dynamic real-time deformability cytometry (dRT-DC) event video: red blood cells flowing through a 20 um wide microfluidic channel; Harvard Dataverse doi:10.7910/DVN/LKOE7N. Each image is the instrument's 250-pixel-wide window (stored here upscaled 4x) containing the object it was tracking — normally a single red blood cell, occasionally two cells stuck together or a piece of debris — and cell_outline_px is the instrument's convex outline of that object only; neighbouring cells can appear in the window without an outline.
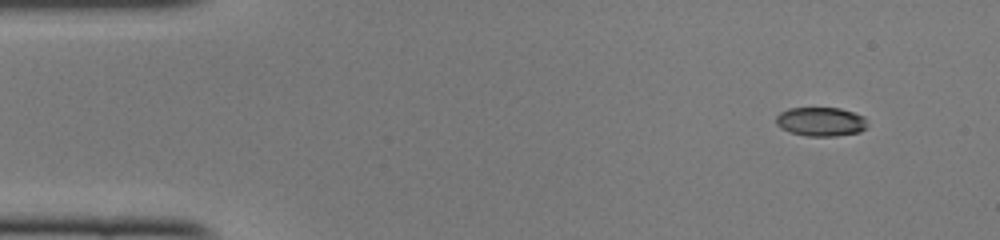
{"species": "common noctule bat (a hibernating species)", "species_latin": "Nyctalus noctula", "temperature_condition": "cold", "stored_images_in_passage": 45, "camera_frame_rate_fps": 3000, "um_per_image_px": 0.085, "animal": {"sex": "female", "body_mass_g": 22.0, "forearm_length_mm": 56.7}, "frame": {"image": 1, "passage_image": 1, "time_ms": 0.0, "image_size_px": [1000, 240], "cell_outline_px": [[868, 124], [860, 132], [836, 136], [808, 136], [788, 132], [780, 128], [776, 124], [776, 116], [780, 112], [788, 108], [840, 108], [864, 116]], "centroid_in_image_um": [69.75, 10.34], "position_along_channel_um": 15.3, "area_um2": 15.55}}
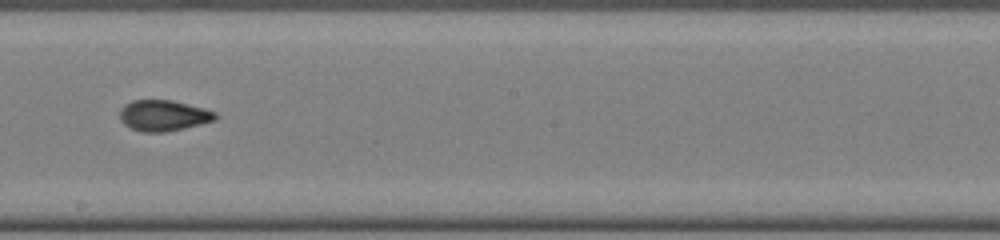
{"frame": {"image": 2, "passage_image": 24, "time_ms": 7.667, "image_size_px": [1000, 240], "cell_outline_px": [[220, 116], [216, 120], [184, 128], [164, 132], [144, 132], [132, 128], [124, 124], [120, 120], [120, 108], [124, 104], [132, 100], [172, 100], [204, 108], [216, 112]], "centroid_in_image_um": [13.91, 9.81], "position_along_channel_um": 234.3, "area_um2": 17.28}}
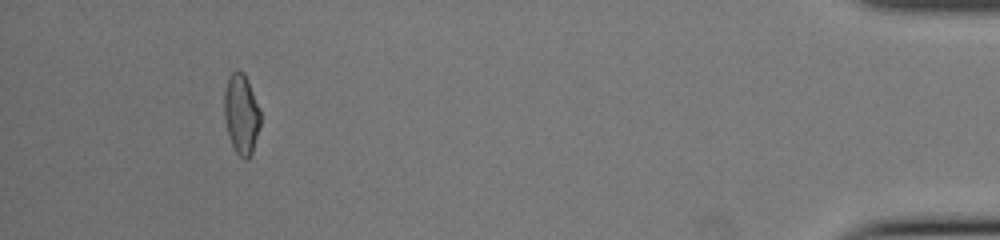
{"frame": {"image": 3, "passage_image": 42, "time_ms": 13.667, "image_size_px": [1000, 240], "cell_outline_px": [[260, 124], [252, 152], [248, 160], [244, 160], [236, 152], [232, 144], [228, 132], [224, 116], [224, 88], [228, 76], [232, 72], [244, 72], [248, 80], [260, 108]], "centroid_in_image_um": [20.51, 9.68], "position_along_channel_um": 414.7, "area_um2": 16.88}, "authors_computed_cell_mechanics": {"area_um2": 16.9354, "velocity_mm_per_s": 4.1269, "shape_relaxation_time_tau1_ms": 7.8042, "shape_relaxation_time_tau2_ms": 1.5751, "deformation_change_tau1": 0.2467, "deformation_change_tau2": 0.0615}}